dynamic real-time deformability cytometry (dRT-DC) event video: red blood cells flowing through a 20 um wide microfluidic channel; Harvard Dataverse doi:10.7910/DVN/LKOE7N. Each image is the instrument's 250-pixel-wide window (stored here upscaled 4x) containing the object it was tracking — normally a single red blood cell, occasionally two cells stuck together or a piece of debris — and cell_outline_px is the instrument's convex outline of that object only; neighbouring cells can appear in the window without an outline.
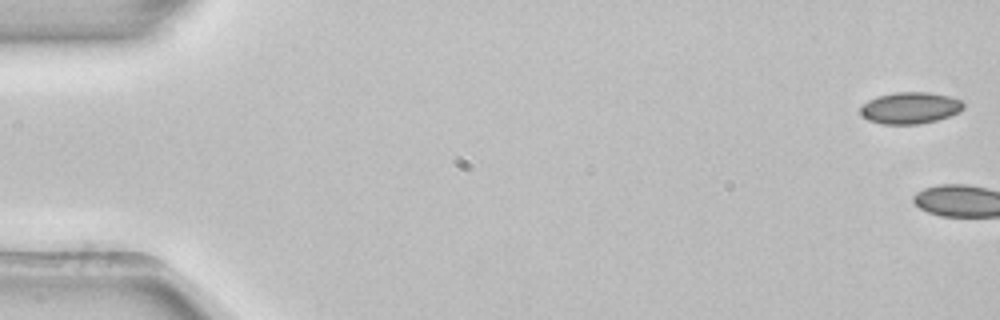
{"species": "common noctule bat (a hibernating species)", "species_latin": "Nyctalus noctula", "temperature_condition": "room temperature", "stored_images_in_passage": 3, "camera_frame_rate_fps": 3000, "um_per_image_px": 0.085, "animal": {"sex": "female", "body_mass_g": 22.7, "forearm_length_mm": 54.2}, "frame": {"image": 1, "passage_image": 1, "time_ms": 0.0, "image_size_px": [1000, 320], "cell_outline_px": [[964, 108], [960, 112], [936, 120], [920, 124], [880, 124], [868, 120], [860, 112], [860, 108], [868, 100], [876, 96], [896, 92], [928, 92], [948, 96], [964, 100]], "centroid_in_image_um": [77.38, 9.17], "position_along_channel_um": 7.6, "area_um2": 19.07}}